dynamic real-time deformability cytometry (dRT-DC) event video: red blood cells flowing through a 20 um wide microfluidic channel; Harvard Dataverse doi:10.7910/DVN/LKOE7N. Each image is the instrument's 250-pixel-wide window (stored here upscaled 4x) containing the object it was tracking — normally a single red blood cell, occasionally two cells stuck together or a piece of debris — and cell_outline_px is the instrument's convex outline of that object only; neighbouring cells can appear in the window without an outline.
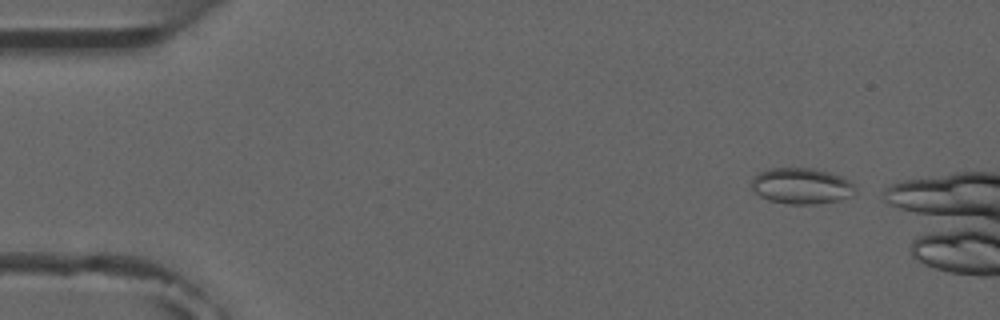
{"species": "common noctule bat (a hibernating species)", "species_latin": "Nyctalus noctula", "temperature_condition": "room temperature", "stored_images_in_passage": 3, "camera_frame_rate_fps": 3000, "um_per_image_px": 0.085, "animal": {"sex": "male", "forearm_length_mm": 52.5}, "frame": {"image": 1, "passage_image": 1, "time_ms": 0.0, "image_size_px": [1000, 320], "cell_outline_px": [[856, 192], [852, 196], [840, 200], [820, 204], [788, 204], [768, 200], [760, 196], [752, 188], [752, 180], [760, 172], [768, 168], [812, 168], [828, 172], [840, 176], [856, 184]], "centroid_in_image_um": [68.17, 15.82], "position_along_channel_um": 16.8, "area_um2": 21.91}}